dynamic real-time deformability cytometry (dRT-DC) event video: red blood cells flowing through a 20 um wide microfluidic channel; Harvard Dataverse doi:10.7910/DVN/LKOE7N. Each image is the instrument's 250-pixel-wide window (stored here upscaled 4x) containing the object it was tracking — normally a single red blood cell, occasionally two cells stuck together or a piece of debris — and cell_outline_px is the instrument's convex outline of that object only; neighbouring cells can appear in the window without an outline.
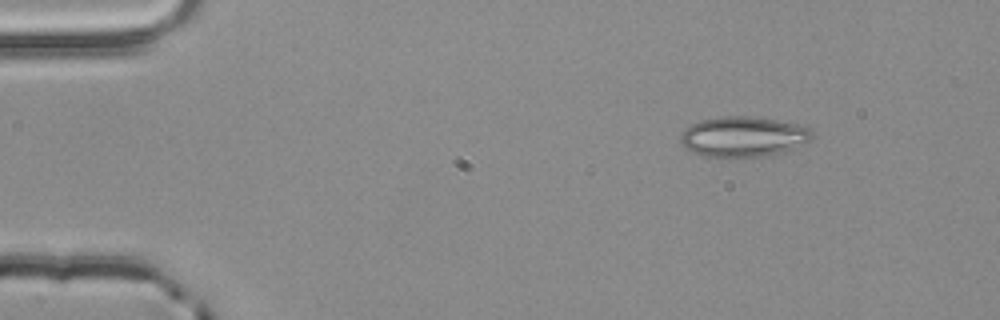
{"species": "common noctule bat (a hibernating species)", "species_latin": "Nyctalus noctula", "temperature_condition": "room temperature", "stored_images_in_passage": 48, "camera_frame_rate_fps": 3000, "um_per_image_px": 0.085, "animal": {"sex": "male", "body_mass_g": 20.4}, "frame": {"image": 1, "passage_image": 1, "time_ms": 0.0, "image_size_px": [1000, 320], "cell_outline_px": [[812, 140], [780, 152], [768, 156], [704, 156], [692, 152], [684, 148], [680, 144], [680, 136], [684, 128], [700, 120], [724, 116], [748, 116], [776, 120], [800, 124], [808, 128], [812, 132]], "centroid_in_image_um": [63.13, 11.6], "position_along_channel_um": 21.9, "area_um2": 30.69}}
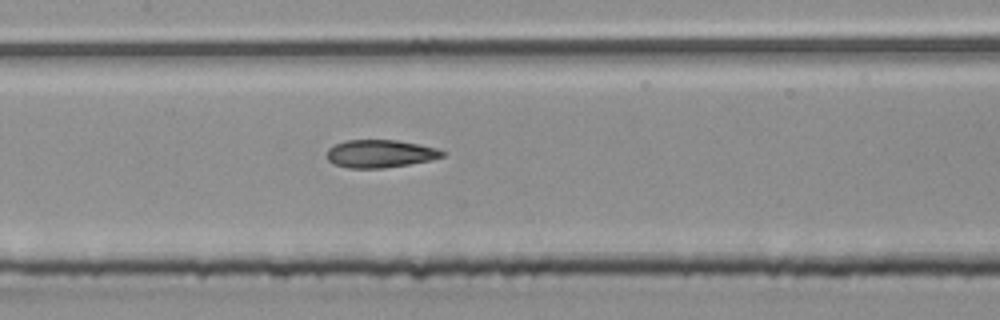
{"frame": {"image": 2, "passage_image": 20, "time_ms": 6.333, "image_size_px": [1000, 320], "cell_outline_px": [[444, 156], [432, 160], [384, 168], [348, 168], [332, 164], [328, 160], [328, 148], [332, 144], [348, 140], [396, 140], [440, 148], [444, 152]], "centroid_in_image_um": [32.31, 13.06], "position_along_channel_um": 175.1, "area_um2": 18.84}}
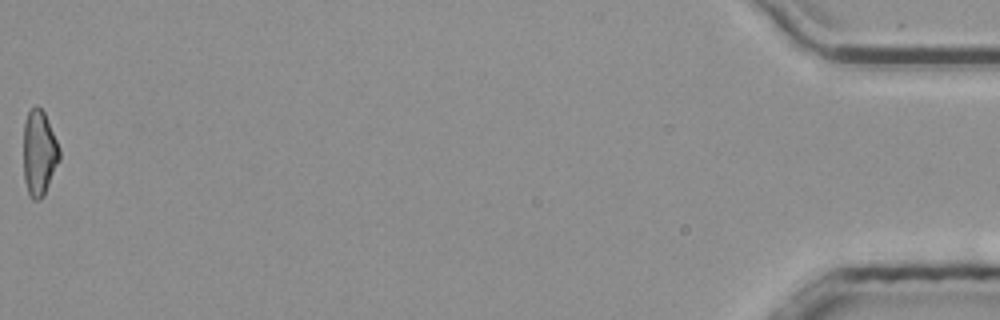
{"frame": {"image": 3, "passage_image": 48, "time_ms": 15.667, "image_size_px": [1000, 320], "cell_outline_px": [[60, 160], [44, 196], [40, 200], [32, 200], [28, 192], [24, 180], [24, 124], [28, 112], [36, 104], [44, 112], [60, 148]], "centroid_in_image_um": [3.34, 13.03], "position_along_channel_um": 431.9, "area_um2": 17.98}, "authors_computed_cell_mechanics": {"area_um2": 18.8428, "velocity_mm_per_s": 3.8909, "shape_relaxation_time_tau1_ms": 8.5468, "shape_relaxation_time_tau2_ms": 2.0053, "deformation_change_tau1": 0.1873, "deformation_change_tau2": 0.1019}}